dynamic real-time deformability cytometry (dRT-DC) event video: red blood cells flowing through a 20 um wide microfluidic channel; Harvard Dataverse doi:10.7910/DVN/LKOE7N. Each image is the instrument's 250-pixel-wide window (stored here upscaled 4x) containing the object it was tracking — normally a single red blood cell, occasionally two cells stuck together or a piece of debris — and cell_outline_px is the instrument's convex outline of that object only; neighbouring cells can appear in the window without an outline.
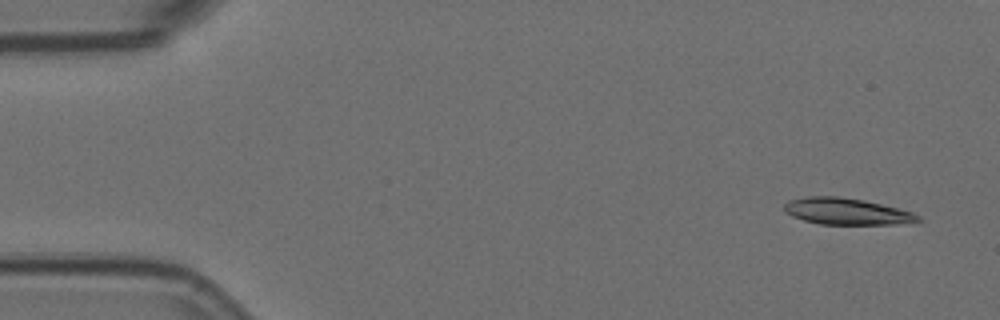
{"species": "Egyptian fruit bat (a non-hibernating species)", "species_latin": "Rousettus aegyptiacus", "temperature_condition": "room temperature", "stored_images_in_passage": 5, "camera_frame_rate_fps": 3000, "um_per_image_px": 0.085, "animal": {"sex": "female"}, "frame": {"image": 1, "passage_image": 1, "time_ms": 0.0, "image_size_px": [1000, 320], "cell_outline_px": [[924, 220], [896, 224], [820, 224], [804, 220], [792, 216], [784, 212], [784, 204], [788, 200], [808, 196], [840, 196], [864, 200], [912, 212], [920, 216]], "centroid_in_image_um": [71.93, 17.96], "position_along_channel_um": 13.1, "area_um2": 20.63}}